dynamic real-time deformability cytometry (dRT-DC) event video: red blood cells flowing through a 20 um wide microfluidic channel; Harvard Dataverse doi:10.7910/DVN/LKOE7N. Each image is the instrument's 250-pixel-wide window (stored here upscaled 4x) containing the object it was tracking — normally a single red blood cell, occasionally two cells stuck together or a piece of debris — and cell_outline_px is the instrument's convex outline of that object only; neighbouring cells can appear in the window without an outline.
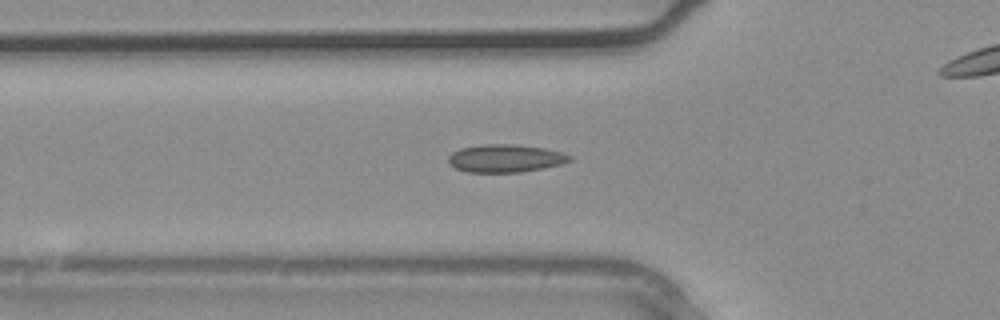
{"species": "common noctule bat (a hibernating species)", "species_latin": "Nyctalus noctula", "temperature_condition": "warm", "stored_images_in_passage": 25, "camera_frame_rate_fps": 3000, "um_per_image_px": 0.085, "animal": {"sex": "male", "body_mass_g": 20.4}, "frame": {"image": 1, "passage_image": 4, "time_ms": 1.0, "image_size_px": [1000, 320], "cell_outline_px": [[572, 160], [560, 164], [544, 168], [520, 172], [468, 172], [456, 168], [448, 164], [448, 156], [452, 152], [460, 148], [484, 144], [512, 144], [544, 148], [560, 152], [572, 156]], "centroid_in_image_um": [42.93, 13.46], "position_along_channel_um": 82.9, "area_um2": 19.65}}